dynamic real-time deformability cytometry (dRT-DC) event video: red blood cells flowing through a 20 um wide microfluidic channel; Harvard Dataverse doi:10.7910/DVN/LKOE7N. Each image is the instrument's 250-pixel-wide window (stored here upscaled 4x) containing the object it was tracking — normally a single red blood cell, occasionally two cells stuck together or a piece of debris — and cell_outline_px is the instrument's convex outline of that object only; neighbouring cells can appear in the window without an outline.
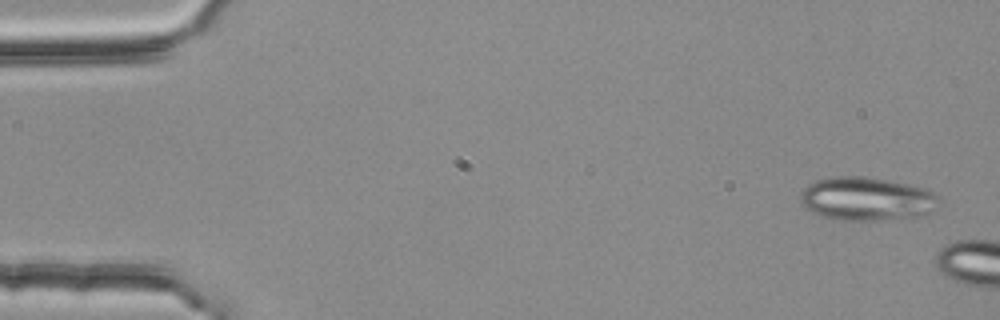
{"species": "common noctule bat (a hibernating species)", "species_latin": "Nyctalus noctula", "temperature_condition": "room temperature", "stored_images_in_passage": 6, "camera_frame_rate_fps": 3000, "um_per_image_px": 0.085, "animal": {"sex": "female", "body_mass_g": 25.1}, "frame": {"image": 1, "passage_image": 1, "time_ms": 0.0, "image_size_px": [1000, 320], "cell_outline_px": [[940, 196], [936, 208], [932, 212], [916, 216], [876, 220], [840, 220], [824, 216], [812, 212], [800, 204], [800, 192], [808, 184], [816, 180], [832, 176], [864, 176], [908, 184], [928, 188]], "centroid_in_image_um": [73.66, 16.89], "position_along_channel_um": 11.3, "area_um2": 35.26}}